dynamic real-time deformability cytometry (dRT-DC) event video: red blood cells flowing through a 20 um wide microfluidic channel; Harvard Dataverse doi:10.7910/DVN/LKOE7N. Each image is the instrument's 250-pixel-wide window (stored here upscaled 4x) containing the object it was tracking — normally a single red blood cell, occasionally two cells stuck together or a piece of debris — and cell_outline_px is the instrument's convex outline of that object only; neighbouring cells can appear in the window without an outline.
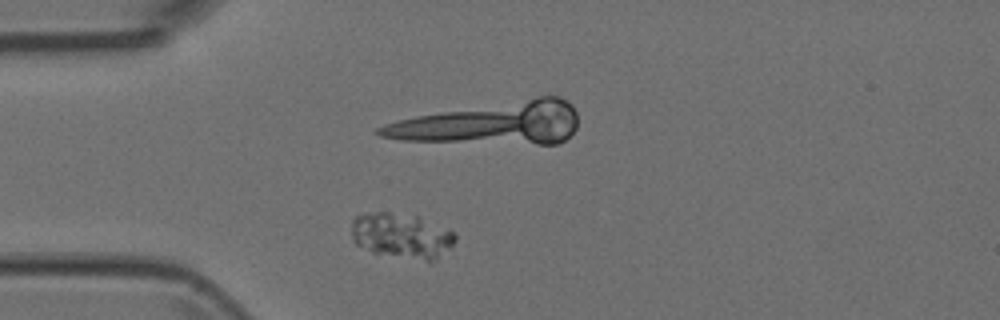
{"species": "Egyptian fruit bat (a non-hibernating species)", "species_latin": "Rousettus aegyptiacus", "temperature_condition": "room temperature", "stored_images_in_passage": 11, "camera_frame_rate_fps": 3000, "um_per_image_px": 0.085, "animal": {"sex": "female"}, "frame": {"image": 1, "passage_image": 2, "time_ms": 0.333, "image_size_px": [1000, 320], "cell_outline_px": [[456, 240], [436, 260], [428, 260], [372, 252], [356, 244], [352, 240], [352, 220], [356, 216], [368, 212], [388, 212], [416, 216], [452, 232], [456, 236]], "centroid_in_image_um": [34.07, 20.02], "position_along_channel_um": 50.9, "area_um2": 26.59}}